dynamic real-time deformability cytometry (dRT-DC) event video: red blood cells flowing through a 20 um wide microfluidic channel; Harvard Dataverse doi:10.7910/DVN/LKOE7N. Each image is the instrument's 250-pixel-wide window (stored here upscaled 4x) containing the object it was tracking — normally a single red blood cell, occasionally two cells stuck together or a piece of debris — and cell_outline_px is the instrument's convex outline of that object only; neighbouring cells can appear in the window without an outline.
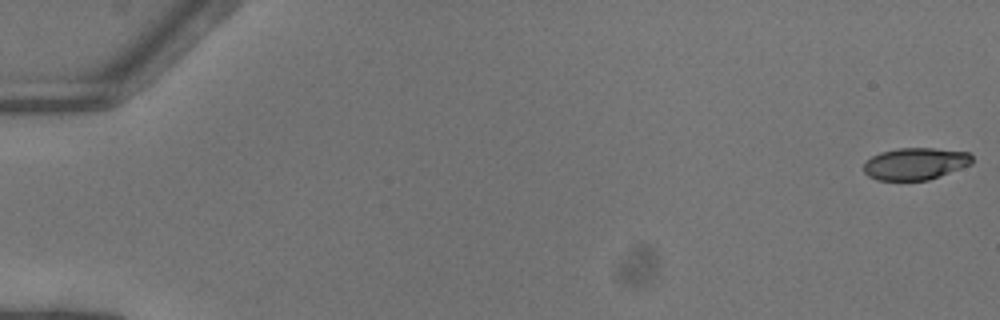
{"species": "common noctule bat (a hibernating species)", "species_latin": "Nyctalus noctula", "temperature_condition": "warm", "stored_images_in_passage": 52, "camera_frame_rate_fps": 3000, "um_per_image_px": 0.085, "animal": {"sex": "female"}, "frame": {"image": 1, "passage_image": 1, "time_ms": 0.0, "image_size_px": [1000, 320], "cell_outline_px": [[972, 164], [928, 180], [876, 180], [868, 176], [864, 172], [864, 164], [872, 156], [880, 152], [900, 148], [932, 148], [968, 152], [972, 156]], "centroid_in_image_um": [77.8, 13.92], "position_along_channel_um": 7.2, "area_um2": 20.11}}
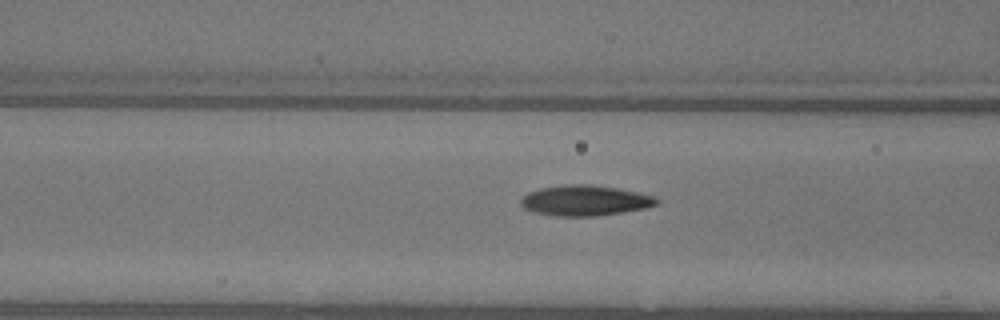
{"frame": {"image": 2, "passage_image": 22, "time_ms": 7.0, "image_size_px": [1000, 320], "cell_outline_px": [[660, 200], [656, 204], [644, 208], [596, 216], [556, 216], [536, 212], [524, 208], [520, 204], [520, 200], [528, 192], [540, 188], [568, 184], [588, 184], [616, 188], [656, 196]], "centroid_in_image_um": [49.71, 17.04], "position_along_channel_um": 116.9, "area_um2": 23.87}}
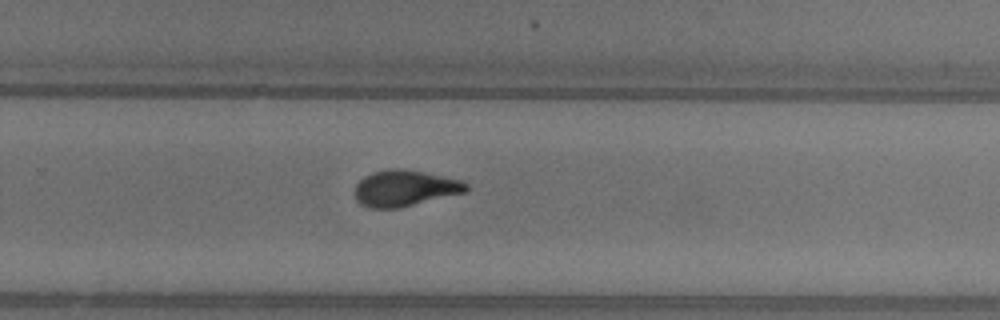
{"frame": {"image": 3, "passage_image": 35, "time_ms": 11.333, "image_size_px": [1000, 320], "cell_outline_px": [[468, 192], [400, 208], [372, 208], [360, 204], [356, 200], [356, 184], [364, 176], [372, 172], [388, 168], [404, 168], [424, 172], [460, 180], [468, 184]], "centroid_in_image_um": [34.42, 16.0], "position_along_channel_um": 295.4, "area_um2": 23.64}, "authors_computed_cell_mechanics": {"area_um2": 22.5709, "velocity_mm_per_s": 4.1232, "shape_relaxation_time_tau1_ms": 3.8928, "shape_relaxation_time_tau2_ms": 1.5594, "deformation_change_tau1": 0.1804, "deformation_change_tau2": 0.0706}}